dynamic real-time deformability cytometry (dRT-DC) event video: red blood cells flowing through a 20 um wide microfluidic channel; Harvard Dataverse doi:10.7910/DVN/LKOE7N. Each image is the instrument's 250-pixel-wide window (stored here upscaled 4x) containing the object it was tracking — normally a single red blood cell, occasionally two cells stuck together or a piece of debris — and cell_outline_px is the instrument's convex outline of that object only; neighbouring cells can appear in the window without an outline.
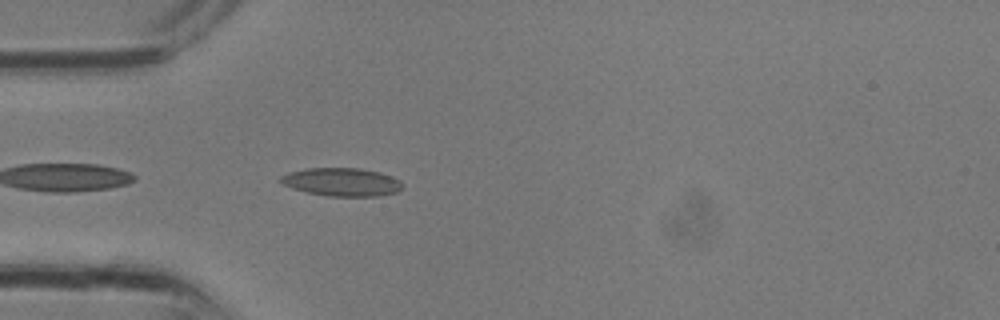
{"species": "common noctule bat (a hibernating species)", "species_latin": "Nyctalus noctula", "temperature_condition": "room temperature", "stored_images_in_passage": 23, "camera_frame_rate_fps": 3000, "um_per_image_px": 0.085, "animal": {"sex": "male", "body_mass_g": 13.3}, "frame": {"image": 1, "passage_image": 1, "time_ms": 0.0, "image_size_px": [1000, 320], "cell_outline_px": [[404, 188], [396, 192], [376, 196], [328, 196], [308, 192], [292, 188], [280, 184], [280, 176], [288, 172], [308, 168], [360, 168], [380, 172], [392, 176], [400, 180], [404, 184]], "centroid_in_image_um": [29.06, 15.46], "position_along_channel_um": 55.9, "area_um2": 20.17}}
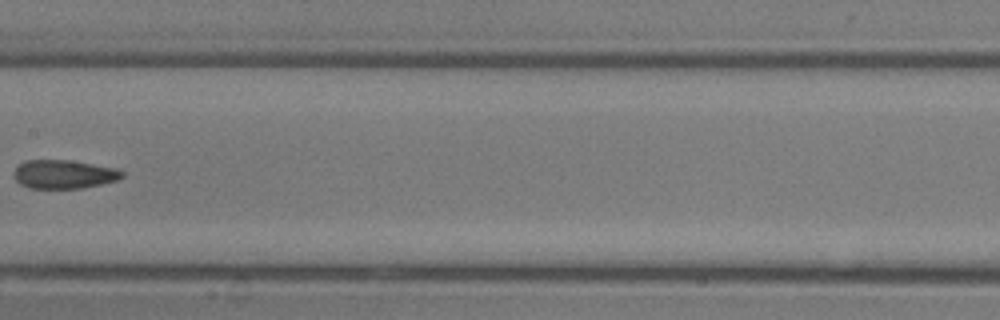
{"frame": {"image": 2, "passage_image": 8, "time_ms": 2.333, "image_size_px": [1000, 320], "cell_outline_px": [[124, 176], [116, 180], [100, 184], [80, 188], [28, 188], [20, 184], [12, 176], [12, 172], [24, 160], [68, 160], [116, 168], [124, 172]], "centroid_in_image_um": [5.38, 14.81], "position_along_channel_um": 202.0, "area_um2": 18.03}}
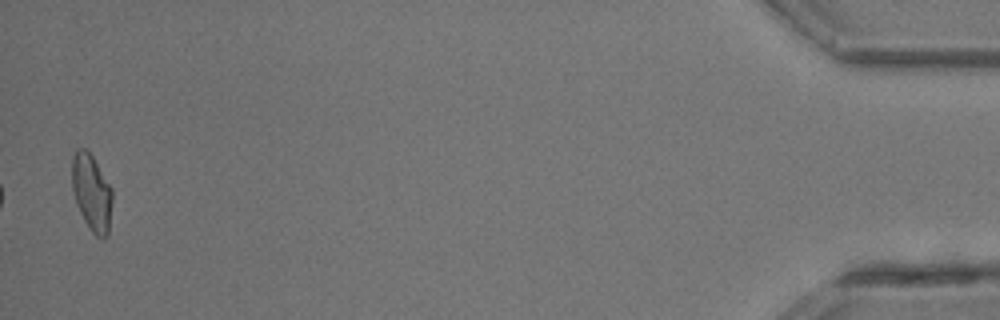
{"frame": {"image": 3, "passage_image": 23, "time_ms": 7.333, "image_size_px": [1000, 320], "cell_outline_px": [[112, 200], [108, 236], [104, 240], [96, 236], [92, 232], [84, 220], [76, 204], [72, 188], [72, 156], [76, 148], [84, 148], [92, 156], [112, 188]], "centroid_in_image_um": [7.79, 16.39], "position_along_channel_um": 427.4, "area_um2": 18.09}}